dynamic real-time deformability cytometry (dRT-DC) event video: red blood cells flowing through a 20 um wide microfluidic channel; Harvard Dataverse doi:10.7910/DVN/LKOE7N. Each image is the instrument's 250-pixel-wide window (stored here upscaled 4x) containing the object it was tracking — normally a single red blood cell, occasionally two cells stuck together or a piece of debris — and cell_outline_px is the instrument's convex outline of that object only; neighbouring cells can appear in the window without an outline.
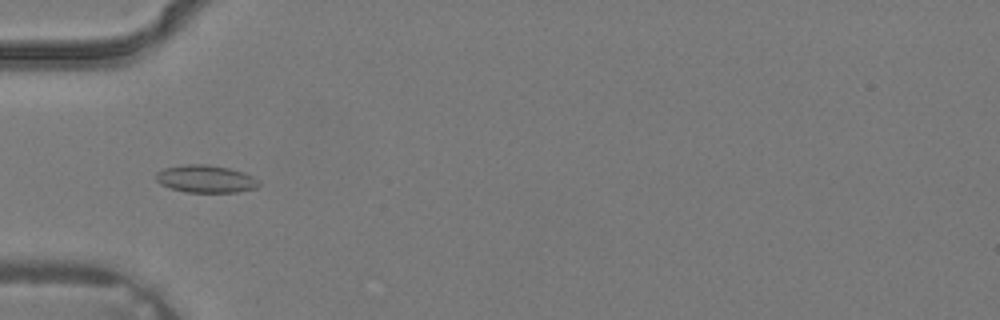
{"species": "common noctule bat (a hibernating species)", "species_latin": "Nyctalus noctula", "temperature_condition": "warm", "stored_images_in_passage": 3, "camera_frame_rate_fps": 3000, "um_per_image_px": 0.085, "animal": {"sex": "male", "body_mass_g": 19.2, "forearm_length_mm": 51.8}, "frame": {"image": 1, "passage_image": 3, "time_ms": 0.667, "image_size_px": [1000, 320], "cell_outline_px": [[260, 184], [256, 188], [236, 192], [188, 192], [172, 188], [160, 184], [156, 180], [156, 172], [164, 168], [184, 164], [208, 164], [228, 168], [244, 172], [260, 180]], "centroid_in_image_um": [17.5, 15.2], "position_along_channel_um": 67.5, "area_um2": 16.53}}